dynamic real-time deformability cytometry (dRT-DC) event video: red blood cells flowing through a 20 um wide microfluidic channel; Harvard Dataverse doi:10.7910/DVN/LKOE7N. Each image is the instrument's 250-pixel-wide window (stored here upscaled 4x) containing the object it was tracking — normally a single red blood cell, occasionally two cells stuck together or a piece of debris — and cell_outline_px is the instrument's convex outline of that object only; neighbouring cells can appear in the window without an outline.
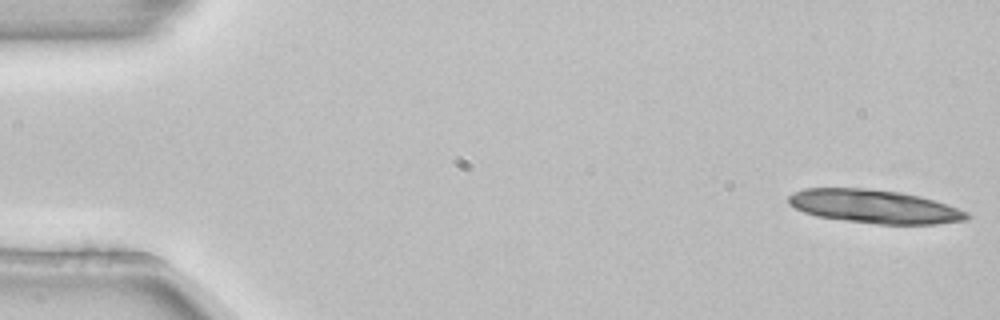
{"species": "common noctule bat (a hibernating species)", "species_latin": "Nyctalus noctula", "temperature_condition": "room temperature", "stored_images_in_passage": 4, "camera_frame_rate_fps": 3000, "um_per_image_px": 0.085, "animal": {"sex": "female", "body_mass_g": 22.7, "forearm_length_mm": 54.2}, "frame": {"image": 1, "passage_image": 1, "time_ms": 0.0, "image_size_px": [1000, 320], "cell_outline_px": [[972, 216], [968, 220], [936, 224], [876, 224], [816, 216], [804, 212], [788, 204], [788, 196], [792, 192], [804, 188], [868, 188], [900, 192], [920, 196], [968, 212]], "centroid_in_image_um": [74.3, 17.55], "position_along_channel_um": 10.7, "area_um2": 34.8}}